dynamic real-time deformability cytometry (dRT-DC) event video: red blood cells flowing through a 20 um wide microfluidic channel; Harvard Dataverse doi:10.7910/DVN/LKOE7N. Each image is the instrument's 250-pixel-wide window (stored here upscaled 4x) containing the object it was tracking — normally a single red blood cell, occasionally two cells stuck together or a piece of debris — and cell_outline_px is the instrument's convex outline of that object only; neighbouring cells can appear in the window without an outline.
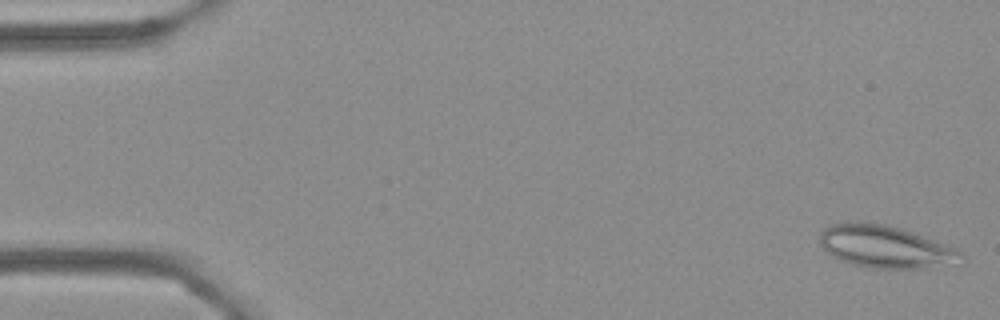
{"species": "Egyptian fruit bat (a non-hibernating species)", "species_latin": "Rousettus aegyptiacus", "temperature_condition": "cold", "stored_images_in_passage": 55, "camera_frame_rate_fps": 3000, "um_per_image_px": 0.085, "frame": {"image": 1, "passage_image": 1, "time_ms": 0.0, "image_size_px": [1000, 320], "cell_outline_px": [[964, 260], [924, 268], [868, 268], [852, 264], [832, 256], [820, 244], [820, 232], [824, 228], [832, 224], [848, 220], [868, 220], [900, 228], [932, 240], [952, 248], [960, 252], [964, 256]], "centroid_in_image_um": [75.14, 20.94], "position_along_channel_um": 9.9, "area_um2": 34.62}}
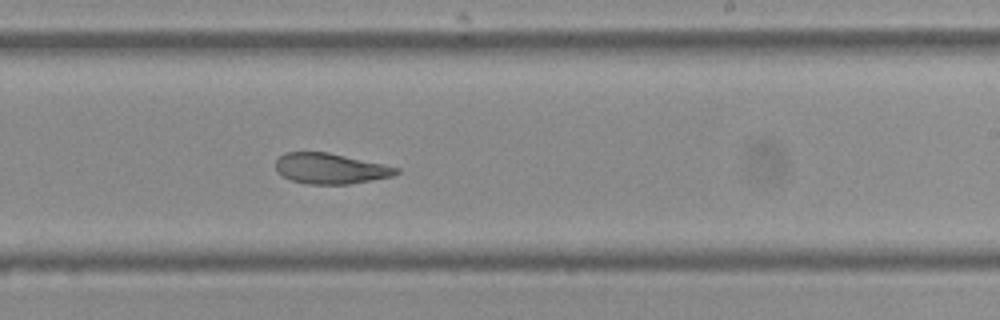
{"frame": {"image": 2, "passage_image": 33, "time_ms": 10.667, "image_size_px": [1000, 320], "cell_outline_px": [[400, 172], [392, 176], [372, 180], [348, 184], [308, 184], [292, 180], [276, 172], [276, 160], [284, 152], [328, 152], [384, 164], [400, 168]], "centroid_in_image_um": [28.09, 14.32], "position_along_channel_um": 260.9, "area_um2": 21.44}}
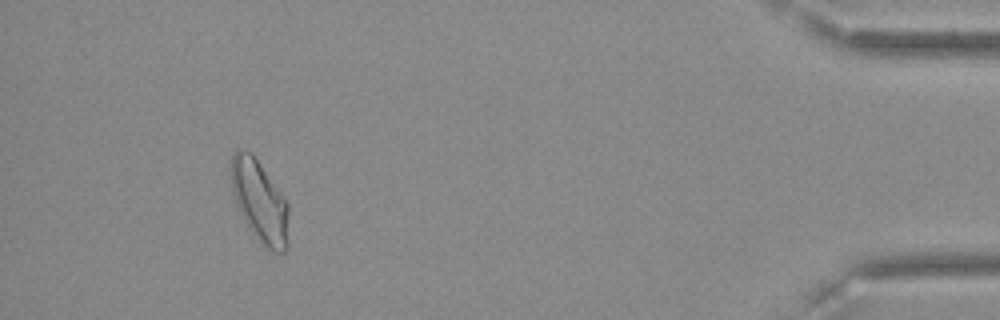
{"frame": {"image": 3, "passage_image": 51, "time_ms": 16.667, "image_size_px": [1000, 320], "cell_outline_px": [[288, 248], [284, 252], [276, 252], [260, 244], [244, 220], [236, 204], [232, 192], [228, 172], [228, 168], [232, 152], [236, 148], [244, 148], [252, 152], [280, 192], [288, 204]], "centroid_in_image_um": [22.02, 17.05], "position_along_channel_um": 413.2, "area_um2": 28.09}, "authors_computed_cell_mechanics": {"area_um2": 24.6806, "velocity_mm_per_s": 3.5986, "shape_relaxation_time_tau1_ms": null, "shape_relaxation_time_tau2_ms": 2.144, "deformation_change_tau1": null, "deformation_change_tau2": 0.08}}